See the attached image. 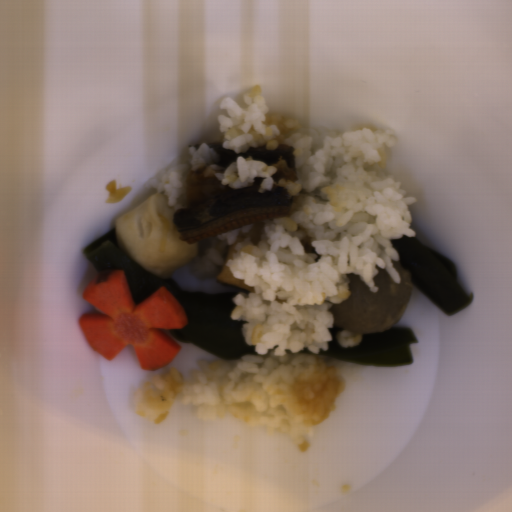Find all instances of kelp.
Wrapping results in <instances>:
<instances>
[{
    "instance_id": "1",
    "label": "kelp",
    "mask_w": 512,
    "mask_h": 512,
    "mask_svg": "<svg viewBox=\"0 0 512 512\" xmlns=\"http://www.w3.org/2000/svg\"><path fill=\"white\" fill-rule=\"evenodd\" d=\"M98 275L106 270H123L134 304H140L161 287L178 301L188 323L180 329H165L181 343H190L219 360H236L257 355L243 334L245 320H233V302L239 293L188 292L171 276L159 278L145 269L120 246L116 227L99 236L82 250Z\"/></svg>"
},
{
    "instance_id": "3",
    "label": "kelp",
    "mask_w": 512,
    "mask_h": 512,
    "mask_svg": "<svg viewBox=\"0 0 512 512\" xmlns=\"http://www.w3.org/2000/svg\"><path fill=\"white\" fill-rule=\"evenodd\" d=\"M327 330L332 340L328 341L327 349L318 354L358 365L395 367L411 364L413 355L410 344H418L412 329L408 326H394L374 334H360L359 344L351 348H343L336 339L337 333L343 329L333 325Z\"/></svg>"
},
{
    "instance_id": "2",
    "label": "kelp",
    "mask_w": 512,
    "mask_h": 512,
    "mask_svg": "<svg viewBox=\"0 0 512 512\" xmlns=\"http://www.w3.org/2000/svg\"><path fill=\"white\" fill-rule=\"evenodd\" d=\"M397 260L409 273L411 284L446 316L461 312L474 299L459 284L456 263L440 252L403 235L391 240Z\"/></svg>"
}]
</instances>
